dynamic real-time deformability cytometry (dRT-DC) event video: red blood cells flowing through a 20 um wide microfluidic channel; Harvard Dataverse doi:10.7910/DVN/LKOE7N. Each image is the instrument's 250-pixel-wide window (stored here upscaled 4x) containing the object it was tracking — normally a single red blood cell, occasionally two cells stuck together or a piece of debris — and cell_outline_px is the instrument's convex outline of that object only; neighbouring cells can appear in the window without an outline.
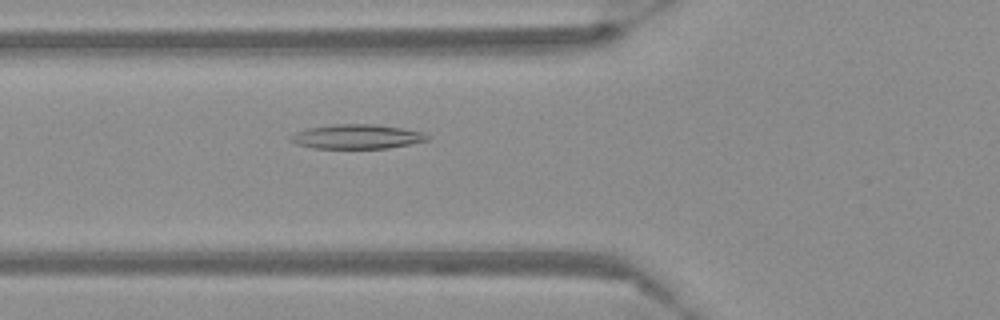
{"species": "Egyptian fruit bat (a non-hibernating species)", "species_latin": "Rousettus aegyptiacus", "temperature_condition": "warm", "stored_images_in_passage": 52, "camera_frame_rate_fps": 3000, "um_per_image_px": 0.085, "frame": {"image": 1, "passage_image": 17, "time_ms": 5.333, "image_size_px": [1000, 320], "cell_outline_px": [[428, 140], [388, 148], [312, 148], [296, 144], [288, 140], [288, 136], [296, 132], [308, 128], [332, 124], [376, 124], [404, 128], [424, 132], [428, 136]], "centroid_in_image_um": [30.29, 11.6], "position_along_channel_um": 95.5, "area_um2": 19.54}}
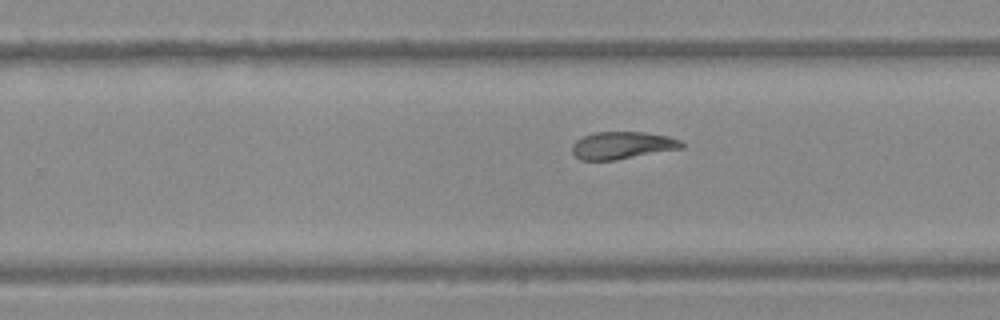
{"frame": {"image": 2, "passage_image": 32, "time_ms": 10.333, "image_size_px": [1000, 320], "cell_outline_px": [[684, 148], [616, 160], [580, 160], [572, 152], [572, 144], [576, 140], [584, 136], [596, 132], [644, 132], [668, 136], [680, 140], [684, 144]], "centroid_in_image_um": [52.91, 12.36], "position_along_channel_um": 276.9, "area_um2": 17.51}}
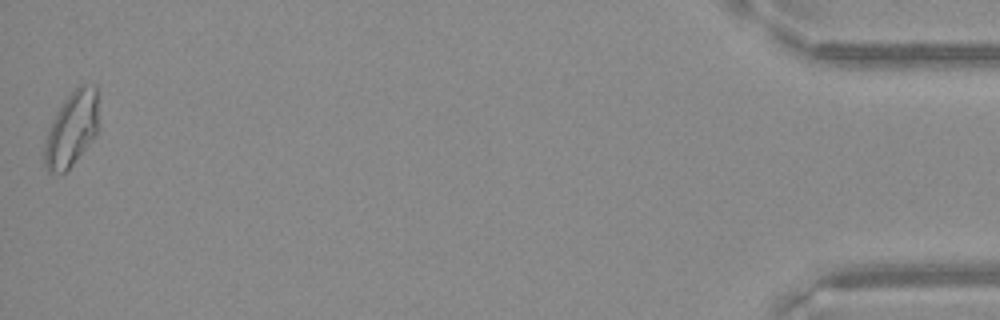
{"frame": {"image": 3, "passage_image": 52, "time_ms": 17.0, "image_size_px": [1000, 320], "cell_outline_px": [[96, 136], [72, 164], [64, 172], [48, 172], [44, 164], [44, 144], [48, 132], [56, 112], [64, 100], [80, 84], [96, 84]], "centroid_in_image_um": [6.07, 10.97], "position_along_channel_um": 429.1, "area_um2": 22.95}}